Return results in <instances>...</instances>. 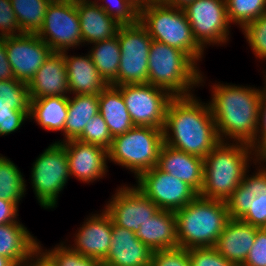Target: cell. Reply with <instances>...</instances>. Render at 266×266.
<instances>
[{
	"mask_svg": "<svg viewBox=\"0 0 266 266\" xmlns=\"http://www.w3.org/2000/svg\"><path fill=\"white\" fill-rule=\"evenodd\" d=\"M258 229L240 219L230 218L214 247L233 264H243L254 244Z\"/></svg>",
	"mask_w": 266,
	"mask_h": 266,
	"instance_id": "23",
	"label": "cell"
},
{
	"mask_svg": "<svg viewBox=\"0 0 266 266\" xmlns=\"http://www.w3.org/2000/svg\"><path fill=\"white\" fill-rule=\"evenodd\" d=\"M210 109L220 141L223 137L251 144L258 127L262 89L215 84Z\"/></svg>",
	"mask_w": 266,
	"mask_h": 266,
	"instance_id": "2",
	"label": "cell"
},
{
	"mask_svg": "<svg viewBox=\"0 0 266 266\" xmlns=\"http://www.w3.org/2000/svg\"><path fill=\"white\" fill-rule=\"evenodd\" d=\"M197 64L183 51L152 40L148 56V84L167 90L173 97L190 96L203 82Z\"/></svg>",
	"mask_w": 266,
	"mask_h": 266,
	"instance_id": "5",
	"label": "cell"
},
{
	"mask_svg": "<svg viewBox=\"0 0 266 266\" xmlns=\"http://www.w3.org/2000/svg\"><path fill=\"white\" fill-rule=\"evenodd\" d=\"M28 84L16 79L0 81V136L20 129L29 118Z\"/></svg>",
	"mask_w": 266,
	"mask_h": 266,
	"instance_id": "18",
	"label": "cell"
},
{
	"mask_svg": "<svg viewBox=\"0 0 266 266\" xmlns=\"http://www.w3.org/2000/svg\"><path fill=\"white\" fill-rule=\"evenodd\" d=\"M191 266H235L224 258L215 247H197L189 249Z\"/></svg>",
	"mask_w": 266,
	"mask_h": 266,
	"instance_id": "39",
	"label": "cell"
},
{
	"mask_svg": "<svg viewBox=\"0 0 266 266\" xmlns=\"http://www.w3.org/2000/svg\"><path fill=\"white\" fill-rule=\"evenodd\" d=\"M157 167L186 182L198 194L204 182V159L163 143Z\"/></svg>",
	"mask_w": 266,
	"mask_h": 266,
	"instance_id": "21",
	"label": "cell"
},
{
	"mask_svg": "<svg viewBox=\"0 0 266 266\" xmlns=\"http://www.w3.org/2000/svg\"><path fill=\"white\" fill-rule=\"evenodd\" d=\"M150 266H191L189 249L177 247L173 249L154 250Z\"/></svg>",
	"mask_w": 266,
	"mask_h": 266,
	"instance_id": "40",
	"label": "cell"
},
{
	"mask_svg": "<svg viewBox=\"0 0 266 266\" xmlns=\"http://www.w3.org/2000/svg\"><path fill=\"white\" fill-rule=\"evenodd\" d=\"M136 236L152 251L177 248L175 212L159 210L150 220L140 225Z\"/></svg>",
	"mask_w": 266,
	"mask_h": 266,
	"instance_id": "26",
	"label": "cell"
},
{
	"mask_svg": "<svg viewBox=\"0 0 266 266\" xmlns=\"http://www.w3.org/2000/svg\"><path fill=\"white\" fill-rule=\"evenodd\" d=\"M264 87L260 100L257 133L255 140L250 144L259 158H264L266 156V86Z\"/></svg>",
	"mask_w": 266,
	"mask_h": 266,
	"instance_id": "42",
	"label": "cell"
},
{
	"mask_svg": "<svg viewBox=\"0 0 266 266\" xmlns=\"http://www.w3.org/2000/svg\"><path fill=\"white\" fill-rule=\"evenodd\" d=\"M98 101L99 113L105 120L113 138L124 134L135 126L117 86L108 85L98 95Z\"/></svg>",
	"mask_w": 266,
	"mask_h": 266,
	"instance_id": "28",
	"label": "cell"
},
{
	"mask_svg": "<svg viewBox=\"0 0 266 266\" xmlns=\"http://www.w3.org/2000/svg\"><path fill=\"white\" fill-rule=\"evenodd\" d=\"M178 247H214L230 219L226 202L197 195L175 211Z\"/></svg>",
	"mask_w": 266,
	"mask_h": 266,
	"instance_id": "4",
	"label": "cell"
},
{
	"mask_svg": "<svg viewBox=\"0 0 266 266\" xmlns=\"http://www.w3.org/2000/svg\"><path fill=\"white\" fill-rule=\"evenodd\" d=\"M119 39L121 57L113 86L125 84H145L148 82V56L152 38L138 21L131 25H121Z\"/></svg>",
	"mask_w": 266,
	"mask_h": 266,
	"instance_id": "8",
	"label": "cell"
},
{
	"mask_svg": "<svg viewBox=\"0 0 266 266\" xmlns=\"http://www.w3.org/2000/svg\"><path fill=\"white\" fill-rule=\"evenodd\" d=\"M243 264L245 266H266V228L257 230L254 244Z\"/></svg>",
	"mask_w": 266,
	"mask_h": 266,
	"instance_id": "43",
	"label": "cell"
},
{
	"mask_svg": "<svg viewBox=\"0 0 266 266\" xmlns=\"http://www.w3.org/2000/svg\"><path fill=\"white\" fill-rule=\"evenodd\" d=\"M56 143L65 148L70 176L89 183L101 179L107 172L108 153L105 148L77 139Z\"/></svg>",
	"mask_w": 266,
	"mask_h": 266,
	"instance_id": "17",
	"label": "cell"
},
{
	"mask_svg": "<svg viewBox=\"0 0 266 266\" xmlns=\"http://www.w3.org/2000/svg\"><path fill=\"white\" fill-rule=\"evenodd\" d=\"M30 99L66 96L70 93L63 54L53 52L28 83Z\"/></svg>",
	"mask_w": 266,
	"mask_h": 266,
	"instance_id": "22",
	"label": "cell"
},
{
	"mask_svg": "<svg viewBox=\"0 0 266 266\" xmlns=\"http://www.w3.org/2000/svg\"><path fill=\"white\" fill-rule=\"evenodd\" d=\"M101 1V0H100ZM109 4H99L104 12L120 25H131L139 21V3L137 0H102ZM113 7H112V6Z\"/></svg>",
	"mask_w": 266,
	"mask_h": 266,
	"instance_id": "35",
	"label": "cell"
},
{
	"mask_svg": "<svg viewBox=\"0 0 266 266\" xmlns=\"http://www.w3.org/2000/svg\"><path fill=\"white\" fill-rule=\"evenodd\" d=\"M37 36L58 53L82 44L76 0H52Z\"/></svg>",
	"mask_w": 266,
	"mask_h": 266,
	"instance_id": "10",
	"label": "cell"
},
{
	"mask_svg": "<svg viewBox=\"0 0 266 266\" xmlns=\"http://www.w3.org/2000/svg\"><path fill=\"white\" fill-rule=\"evenodd\" d=\"M11 79H15L14 73L7 59L5 40L3 37H0V81Z\"/></svg>",
	"mask_w": 266,
	"mask_h": 266,
	"instance_id": "46",
	"label": "cell"
},
{
	"mask_svg": "<svg viewBox=\"0 0 266 266\" xmlns=\"http://www.w3.org/2000/svg\"><path fill=\"white\" fill-rule=\"evenodd\" d=\"M11 0H0V37L22 35Z\"/></svg>",
	"mask_w": 266,
	"mask_h": 266,
	"instance_id": "41",
	"label": "cell"
},
{
	"mask_svg": "<svg viewBox=\"0 0 266 266\" xmlns=\"http://www.w3.org/2000/svg\"><path fill=\"white\" fill-rule=\"evenodd\" d=\"M68 116V97L55 96L31 99L29 119H34L42 128L61 131Z\"/></svg>",
	"mask_w": 266,
	"mask_h": 266,
	"instance_id": "29",
	"label": "cell"
},
{
	"mask_svg": "<svg viewBox=\"0 0 266 266\" xmlns=\"http://www.w3.org/2000/svg\"><path fill=\"white\" fill-rule=\"evenodd\" d=\"M135 126L163 129L166 110L173 96L152 84H125L117 86Z\"/></svg>",
	"mask_w": 266,
	"mask_h": 266,
	"instance_id": "11",
	"label": "cell"
},
{
	"mask_svg": "<svg viewBox=\"0 0 266 266\" xmlns=\"http://www.w3.org/2000/svg\"><path fill=\"white\" fill-rule=\"evenodd\" d=\"M52 0H11L12 8L23 33L37 34L43 26Z\"/></svg>",
	"mask_w": 266,
	"mask_h": 266,
	"instance_id": "32",
	"label": "cell"
},
{
	"mask_svg": "<svg viewBox=\"0 0 266 266\" xmlns=\"http://www.w3.org/2000/svg\"><path fill=\"white\" fill-rule=\"evenodd\" d=\"M43 251L39 244V247L20 266H56L53 260Z\"/></svg>",
	"mask_w": 266,
	"mask_h": 266,
	"instance_id": "45",
	"label": "cell"
},
{
	"mask_svg": "<svg viewBox=\"0 0 266 266\" xmlns=\"http://www.w3.org/2000/svg\"><path fill=\"white\" fill-rule=\"evenodd\" d=\"M195 0H162L160 3L179 9H184L188 4L192 3Z\"/></svg>",
	"mask_w": 266,
	"mask_h": 266,
	"instance_id": "47",
	"label": "cell"
},
{
	"mask_svg": "<svg viewBox=\"0 0 266 266\" xmlns=\"http://www.w3.org/2000/svg\"><path fill=\"white\" fill-rule=\"evenodd\" d=\"M93 215L80 227L75 235V245L71 248L84 256L103 262L111 244L112 218L104 209L102 213Z\"/></svg>",
	"mask_w": 266,
	"mask_h": 266,
	"instance_id": "19",
	"label": "cell"
},
{
	"mask_svg": "<svg viewBox=\"0 0 266 266\" xmlns=\"http://www.w3.org/2000/svg\"><path fill=\"white\" fill-rule=\"evenodd\" d=\"M159 210V207L136 186L119 187L105 207V211L116 225L135 234L139 231L140 225L150 220Z\"/></svg>",
	"mask_w": 266,
	"mask_h": 266,
	"instance_id": "16",
	"label": "cell"
},
{
	"mask_svg": "<svg viewBox=\"0 0 266 266\" xmlns=\"http://www.w3.org/2000/svg\"><path fill=\"white\" fill-rule=\"evenodd\" d=\"M18 167L4 156H0V199L11 201L17 206L25 195L26 185Z\"/></svg>",
	"mask_w": 266,
	"mask_h": 266,
	"instance_id": "33",
	"label": "cell"
},
{
	"mask_svg": "<svg viewBox=\"0 0 266 266\" xmlns=\"http://www.w3.org/2000/svg\"><path fill=\"white\" fill-rule=\"evenodd\" d=\"M163 143V129L134 126L112 139L107 150L108 160L126 167L138 178L143 172L157 166Z\"/></svg>",
	"mask_w": 266,
	"mask_h": 266,
	"instance_id": "7",
	"label": "cell"
},
{
	"mask_svg": "<svg viewBox=\"0 0 266 266\" xmlns=\"http://www.w3.org/2000/svg\"><path fill=\"white\" fill-rule=\"evenodd\" d=\"M229 23L243 28L247 23L266 13V0H226Z\"/></svg>",
	"mask_w": 266,
	"mask_h": 266,
	"instance_id": "34",
	"label": "cell"
},
{
	"mask_svg": "<svg viewBox=\"0 0 266 266\" xmlns=\"http://www.w3.org/2000/svg\"><path fill=\"white\" fill-rule=\"evenodd\" d=\"M204 104L193 94L173 97L166 110L164 143L204 159L220 142L210 105Z\"/></svg>",
	"mask_w": 266,
	"mask_h": 266,
	"instance_id": "1",
	"label": "cell"
},
{
	"mask_svg": "<svg viewBox=\"0 0 266 266\" xmlns=\"http://www.w3.org/2000/svg\"><path fill=\"white\" fill-rule=\"evenodd\" d=\"M7 59L16 80L29 83L53 53L37 34L4 37Z\"/></svg>",
	"mask_w": 266,
	"mask_h": 266,
	"instance_id": "15",
	"label": "cell"
},
{
	"mask_svg": "<svg viewBox=\"0 0 266 266\" xmlns=\"http://www.w3.org/2000/svg\"><path fill=\"white\" fill-rule=\"evenodd\" d=\"M18 206L4 199H0V225L17 222Z\"/></svg>",
	"mask_w": 266,
	"mask_h": 266,
	"instance_id": "44",
	"label": "cell"
},
{
	"mask_svg": "<svg viewBox=\"0 0 266 266\" xmlns=\"http://www.w3.org/2000/svg\"><path fill=\"white\" fill-rule=\"evenodd\" d=\"M235 266H245L244 264H235Z\"/></svg>",
	"mask_w": 266,
	"mask_h": 266,
	"instance_id": "51",
	"label": "cell"
},
{
	"mask_svg": "<svg viewBox=\"0 0 266 266\" xmlns=\"http://www.w3.org/2000/svg\"><path fill=\"white\" fill-rule=\"evenodd\" d=\"M245 37L257 58L266 59V13L247 23L243 28Z\"/></svg>",
	"mask_w": 266,
	"mask_h": 266,
	"instance_id": "38",
	"label": "cell"
},
{
	"mask_svg": "<svg viewBox=\"0 0 266 266\" xmlns=\"http://www.w3.org/2000/svg\"><path fill=\"white\" fill-rule=\"evenodd\" d=\"M93 48L88 52L101 77L108 85L117 77L121 51L117 36L100 42L93 43Z\"/></svg>",
	"mask_w": 266,
	"mask_h": 266,
	"instance_id": "31",
	"label": "cell"
},
{
	"mask_svg": "<svg viewBox=\"0 0 266 266\" xmlns=\"http://www.w3.org/2000/svg\"><path fill=\"white\" fill-rule=\"evenodd\" d=\"M139 22L152 40L178 48L195 63L201 60L204 49L194 39L183 9L162 3L142 4L139 6Z\"/></svg>",
	"mask_w": 266,
	"mask_h": 266,
	"instance_id": "6",
	"label": "cell"
},
{
	"mask_svg": "<svg viewBox=\"0 0 266 266\" xmlns=\"http://www.w3.org/2000/svg\"><path fill=\"white\" fill-rule=\"evenodd\" d=\"M229 218L266 228V168L254 175L245 173L240 185L225 201Z\"/></svg>",
	"mask_w": 266,
	"mask_h": 266,
	"instance_id": "12",
	"label": "cell"
},
{
	"mask_svg": "<svg viewBox=\"0 0 266 266\" xmlns=\"http://www.w3.org/2000/svg\"><path fill=\"white\" fill-rule=\"evenodd\" d=\"M38 247L36 238L18 221L0 225V255L15 265L20 266Z\"/></svg>",
	"mask_w": 266,
	"mask_h": 266,
	"instance_id": "27",
	"label": "cell"
},
{
	"mask_svg": "<svg viewBox=\"0 0 266 266\" xmlns=\"http://www.w3.org/2000/svg\"><path fill=\"white\" fill-rule=\"evenodd\" d=\"M31 172L32 187L40 205L45 209L55 207L59 192L71 177L65 148L56 142L48 146L33 163Z\"/></svg>",
	"mask_w": 266,
	"mask_h": 266,
	"instance_id": "9",
	"label": "cell"
},
{
	"mask_svg": "<svg viewBox=\"0 0 266 266\" xmlns=\"http://www.w3.org/2000/svg\"><path fill=\"white\" fill-rule=\"evenodd\" d=\"M45 253L56 266H100L101 261L84 256L63 243Z\"/></svg>",
	"mask_w": 266,
	"mask_h": 266,
	"instance_id": "37",
	"label": "cell"
},
{
	"mask_svg": "<svg viewBox=\"0 0 266 266\" xmlns=\"http://www.w3.org/2000/svg\"><path fill=\"white\" fill-rule=\"evenodd\" d=\"M260 162H266V156L264 158H260Z\"/></svg>",
	"mask_w": 266,
	"mask_h": 266,
	"instance_id": "50",
	"label": "cell"
},
{
	"mask_svg": "<svg viewBox=\"0 0 266 266\" xmlns=\"http://www.w3.org/2000/svg\"><path fill=\"white\" fill-rule=\"evenodd\" d=\"M15 264L7 257L0 255V266H14Z\"/></svg>",
	"mask_w": 266,
	"mask_h": 266,
	"instance_id": "48",
	"label": "cell"
},
{
	"mask_svg": "<svg viewBox=\"0 0 266 266\" xmlns=\"http://www.w3.org/2000/svg\"><path fill=\"white\" fill-rule=\"evenodd\" d=\"M99 112L98 95H75L68 97V116L64 126L65 139H77L88 121Z\"/></svg>",
	"mask_w": 266,
	"mask_h": 266,
	"instance_id": "30",
	"label": "cell"
},
{
	"mask_svg": "<svg viewBox=\"0 0 266 266\" xmlns=\"http://www.w3.org/2000/svg\"><path fill=\"white\" fill-rule=\"evenodd\" d=\"M162 0H137L139 5L146 4V3H160Z\"/></svg>",
	"mask_w": 266,
	"mask_h": 266,
	"instance_id": "49",
	"label": "cell"
},
{
	"mask_svg": "<svg viewBox=\"0 0 266 266\" xmlns=\"http://www.w3.org/2000/svg\"><path fill=\"white\" fill-rule=\"evenodd\" d=\"M67 70L68 86L74 95H99L107 86V82L96 69L90 54L87 56H68L61 52Z\"/></svg>",
	"mask_w": 266,
	"mask_h": 266,
	"instance_id": "25",
	"label": "cell"
},
{
	"mask_svg": "<svg viewBox=\"0 0 266 266\" xmlns=\"http://www.w3.org/2000/svg\"><path fill=\"white\" fill-rule=\"evenodd\" d=\"M228 143L220 141L204 158V182L199 196L226 201L248 173L250 155L255 154V162L260 163L249 144Z\"/></svg>",
	"mask_w": 266,
	"mask_h": 266,
	"instance_id": "3",
	"label": "cell"
},
{
	"mask_svg": "<svg viewBox=\"0 0 266 266\" xmlns=\"http://www.w3.org/2000/svg\"><path fill=\"white\" fill-rule=\"evenodd\" d=\"M98 1L76 0L82 41L95 43L117 36L120 24L108 16Z\"/></svg>",
	"mask_w": 266,
	"mask_h": 266,
	"instance_id": "24",
	"label": "cell"
},
{
	"mask_svg": "<svg viewBox=\"0 0 266 266\" xmlns=\"http://www.w3.org/2000/svg\"><path fill=\"white\" fill-rule=\"evenodd\" d=\"M137 182L136 187L160 210L175 212L198 195L186 182L163 172L157 166L143 172Z\"/></svg>",
	"mask_w": 266,
	"mask_h": 266,
	"instance_id": "14",
	"label": "cell"
},
{
	"mask_svg": "<svg viewBox=\"0 0 266 266\" xmlns=\"http://www.w3.org/2000/svg\"><path fill=\"white\" fill-rule=\"evenodd\" d=\"M112 139L108 126L99 112L91 117L83 133L77 138L81 142L99 145L106 150L110 148Z\"/></svg>",
	"mask_w": 266,
	"mask_h": 266,
	"instance_id": "36",
	"label": "cell"
},
{
	"mask_svg": "<svg viewBox=\"0 0 266 266\" xmlns=\"http://www.w3.org/2000/svg\"><path fill=\"white\" fill-rule=\"evenodd\" d=\"M183 10L194 39L203 49L211 43L216 45L228 41L230 23L226 0H195Z\"/></svg>",
	"mask_w": 266,
	"mask_h": 266,
	"instance_id": "13",
	"label": "cell"
},
{
	"mask_svg": "<svg viewBox=\"0 0 266 266\" xmlns=\"http://www.w3.org/2000/svg\"><path fill=\"white\" fill-rule=\"evenodd\" d=\"M153 251L133 231L112 221V239L106 259L108 266H150Z\"/></svg>",
	"mask_w": 266,
	"mask_h": 266,
	"instance_id": "20",
	"label": "cell"
}]
</instances>
